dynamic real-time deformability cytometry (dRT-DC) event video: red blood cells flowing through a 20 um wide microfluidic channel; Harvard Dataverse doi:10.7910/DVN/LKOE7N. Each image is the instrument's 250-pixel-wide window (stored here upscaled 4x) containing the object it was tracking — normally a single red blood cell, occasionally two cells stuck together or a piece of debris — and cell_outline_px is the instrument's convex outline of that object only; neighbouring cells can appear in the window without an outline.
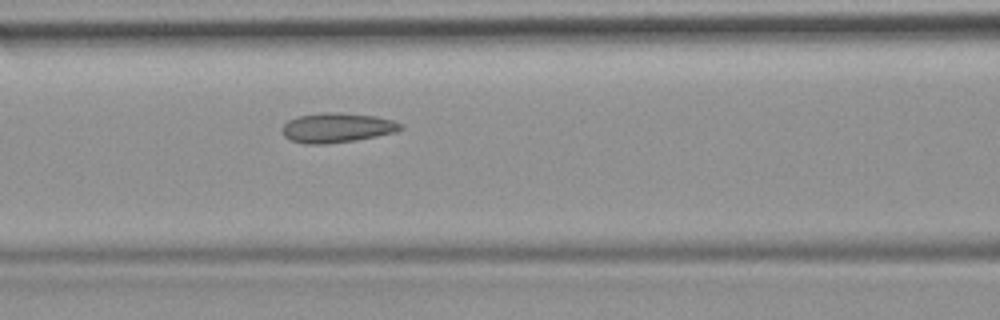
{"species": "common noctule bat (a hibernating species)", "species_latin": "Nyctalus noctula", "temperature_condition": "room temperature", "stored_images_in_passage": 4, "segment_of_instrument_passage": [1, 2], "camera_frame_rate_fps": 3000, "um_per_image_px": 0.085, "animal": {"sex": "female", "body_mass_g": 19.9}, "frame": {"image": 1, "passage_image": 3, "time_ms": 3.0, "image_size_px": [1000, 320], "cell_outline_px": [[404, 128], [396, 132], [356, 140], [324, 144], [304, 144], [288, 140], [284, 136], [280, 128], [288, 120], [296, 116], [324, 112], [340, 112], [376, 116], [392, 120], [404, 124]], "centroid_in_image_um": [28.62, 10.85], "position_along_channel_um": 138.0, "area_um2": 20.81}}